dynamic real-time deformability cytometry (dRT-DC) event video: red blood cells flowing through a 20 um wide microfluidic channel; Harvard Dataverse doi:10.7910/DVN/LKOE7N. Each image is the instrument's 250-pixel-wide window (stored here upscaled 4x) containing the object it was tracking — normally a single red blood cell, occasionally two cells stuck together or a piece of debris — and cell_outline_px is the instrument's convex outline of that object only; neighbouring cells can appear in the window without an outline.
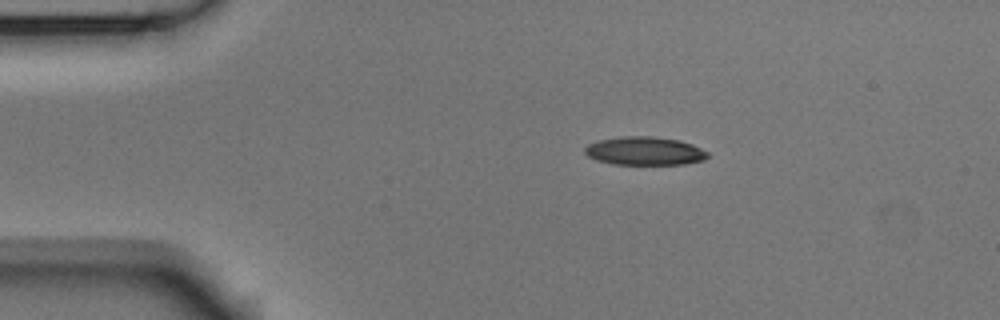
{"species": "Egyptian fruit bat (a non-hibernating species)", "species_latin": "Rousettus aegyptiacus", "temperature_condition": "room temperature", "stored_images_in_passage": 45, "camera_frame_rate_fps": 3000, "um_per_image_px": 0.085, "animal": {"sex": "male"}, "frame": {"image": 1, "passage_image": 1, "time_ms": 0.0, "image_size_px": [1000, 320], "cell_outline_px": [[708, 156], [704, 160], [684, 164], [612, 164], [596, 160], [588, 156], [584, 152], [584, 148], [588, 144], [600, 140], [620, 136], [652, 136], [680, 140], [692, 144], [708, 152]], "centroid_in_image_um": [54.79, 12.83], "position_along_channel_um": 30.2, "area_um2": 20.35}}
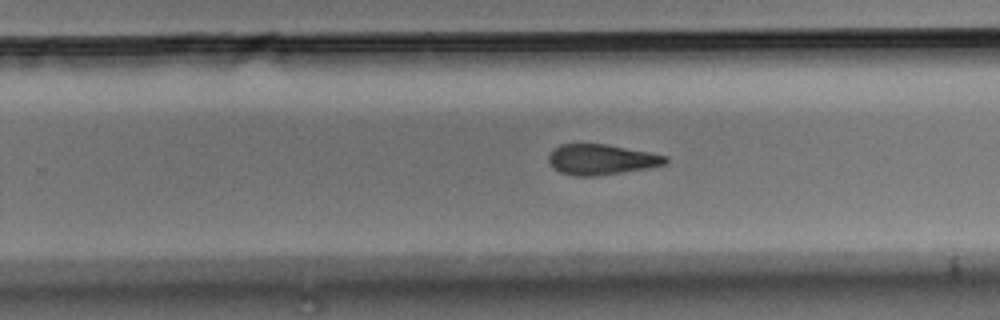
{"frame": {"image": 2, "passage_image": 25, "time_ms": 8.0, "image_size_px": [1000, 320], "cell_outline_px": [[668, 160], [664, 164], [648, 168], [596, 176], [576, 176], [560, 172], [552, 168], [548, 164], [548, 156], [552, 148], [560, 144], [608, 144], [668, 156]], "centroid_in_image_um": [51.06, 13.55], "position_along_channel_um": 278.7, "area_um2": 20.87}}
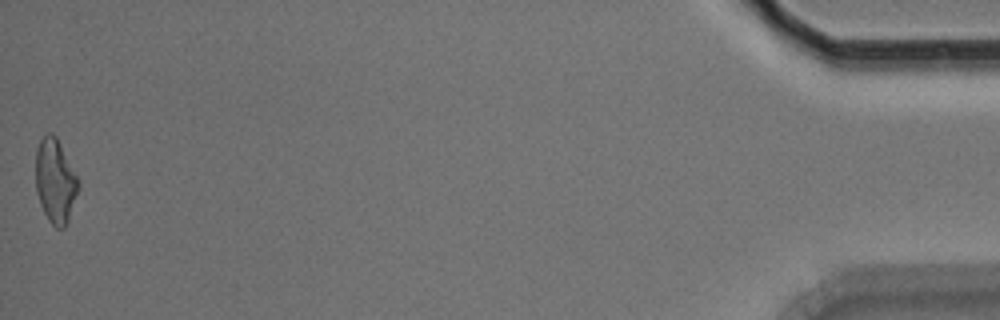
{"frame": {"image": 3, "passage_image": 45, "time_ms": 14.667, "image_size_px": [1000, 320], "cell_outline_px": [[80, 188], [68, 220], [64, 228], [56, 228], [48, 220], [40, 204], [36, 192], [36, 148], [40, 140], [48, 132], [52, 132], [56, 136], [80, 180]], "centroid_in_image_um": [4.71, 15.38], "position_along_channel_um": 430.5, "area_um2": 21.15}, "authors_computed_cell_mechanics": {"area_um2": 21.4438, "velocity_mm_per_s": 3.7222, "shape_relaxation_time_tau1_ms": 4.9703, "shape_relaxation_time_tau2_ms": 4.865, "deformation_change_tau1": 0.1609, "deformation_change_tau2": 0.1514}}